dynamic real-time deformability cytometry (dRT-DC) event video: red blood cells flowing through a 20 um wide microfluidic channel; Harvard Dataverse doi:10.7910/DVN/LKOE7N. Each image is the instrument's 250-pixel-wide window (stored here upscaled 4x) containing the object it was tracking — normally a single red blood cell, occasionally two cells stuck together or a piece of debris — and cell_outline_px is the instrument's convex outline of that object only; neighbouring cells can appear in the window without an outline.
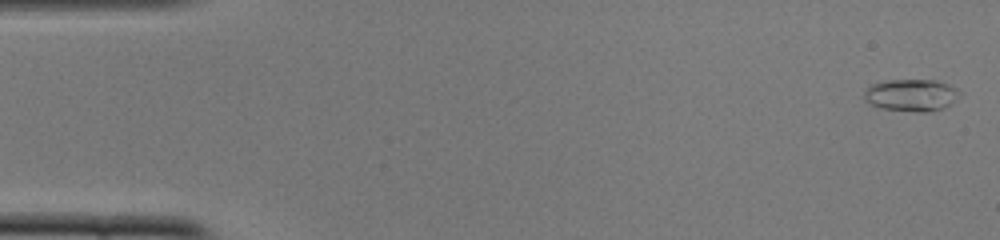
{"species": "common noctule bat (a hibernating species)", "species_latin": "Nyctalus noctula", "temperature_condition": "cold", "stored_images_in_passage": 11, "camera_frame_rate_fps": 3000, "um_per_image_px": 0.085, "animal": {"sex": "female", "body_mass_g": 22.0, "forearm_length_mm": 56.7}, "frame": {"image": 1, "passage_image": 1, "time_ms": 0.0, "image_size_px": [1000, 240], "cell_outline_px": [[960, 92], [944, 108], [928, 112], [916, 112], [880, 108], [864, 100], [864, 92], [872, 84], [888, 80], [936, 80], [948, 84], [956, 88]], "centroid_in_image_um": [77.42, 8.09], "position_along_channel_um": 7.6, "area_um2": 17.63}}